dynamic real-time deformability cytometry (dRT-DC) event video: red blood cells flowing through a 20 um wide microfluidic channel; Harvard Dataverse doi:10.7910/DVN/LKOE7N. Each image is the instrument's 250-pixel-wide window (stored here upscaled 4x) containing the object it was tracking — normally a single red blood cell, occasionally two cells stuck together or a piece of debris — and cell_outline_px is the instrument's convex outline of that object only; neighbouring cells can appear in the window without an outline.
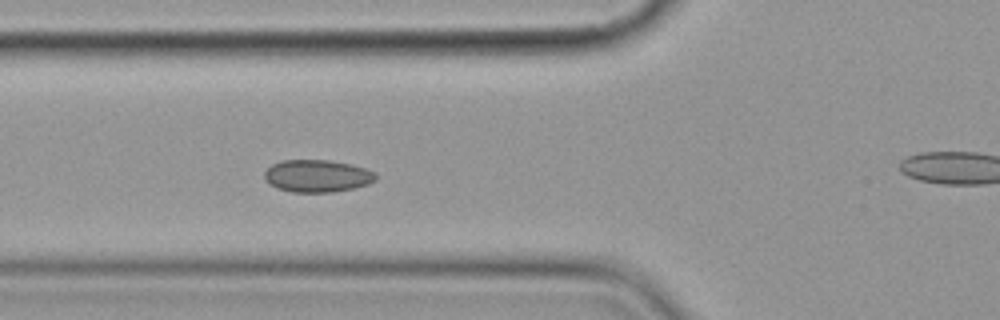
{"species": "common noctule bat (a hibernating species)", "species_latin": "Nyctalus noctula", "temperature_condition": "cold", "stored_images_in_passage": 7, "segment_of_instrument_passage": [1, 2], "camera_frame_rate_fps": 3000, "um_per_image_px": 0.085, "animal": {"sex": "female", "body_mass_g": 19.9}, "frame": {"image": 1, "passage_image": 6, "time_ms": 6.667, "image_size_px": [1000, 320], "cell_outline_px": [[376, 180], [368, 184], [352, 188], [332, 192], [292, 192], [276, 188], [268, 184], [264, 176], [264, 172], [272, 164], [280, 160], [328, 160], [352, 164], [376, 172]], "centroid_in_image_um": [26.94, 14.95], "position_along_channel_um": 98.9, "area_um2": 21.1}}